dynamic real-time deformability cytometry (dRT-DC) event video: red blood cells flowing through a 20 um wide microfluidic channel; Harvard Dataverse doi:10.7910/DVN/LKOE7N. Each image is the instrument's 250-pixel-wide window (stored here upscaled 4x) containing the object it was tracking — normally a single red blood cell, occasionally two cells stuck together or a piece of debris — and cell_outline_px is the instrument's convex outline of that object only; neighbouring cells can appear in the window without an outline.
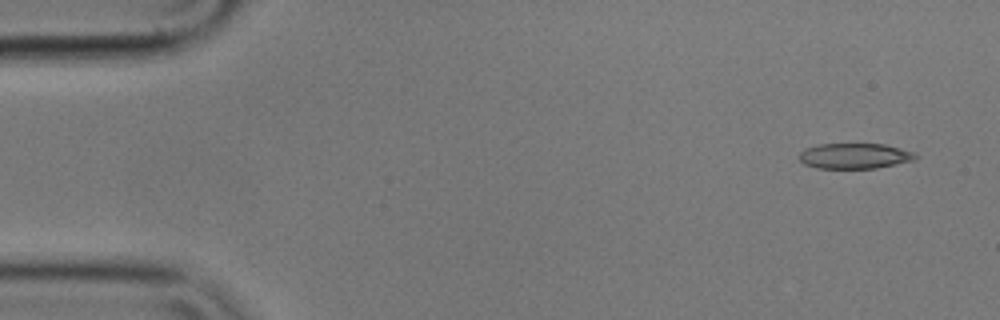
{"species": "common noctule bat (a hibernating species)", "species_latin": "Nyctalus noctula", "temperature_condition": "cold", "stored_images_in_passage": 14, "camera_frame_rate_fps": 3000, "um_per_image_px": 0.085, "animal": {"sex": "male", "body_mass_g": 17.9}, "frame": {"image": 1, "passage_image": 1, "time_ms": 0.0, "image_size_px": [1000, 320], "cell_outline_px": [[920, 156], [916, 160], [876, 168], [816, 168], [804, 164], [800, 160], [800, 152], [804, 148], [820, 144], [884, 144], [916, 152]], "centroid_in_image_um": [72.69, 13.25], "position_along_channel_um": 12.3, "area_um2": 17.4}}
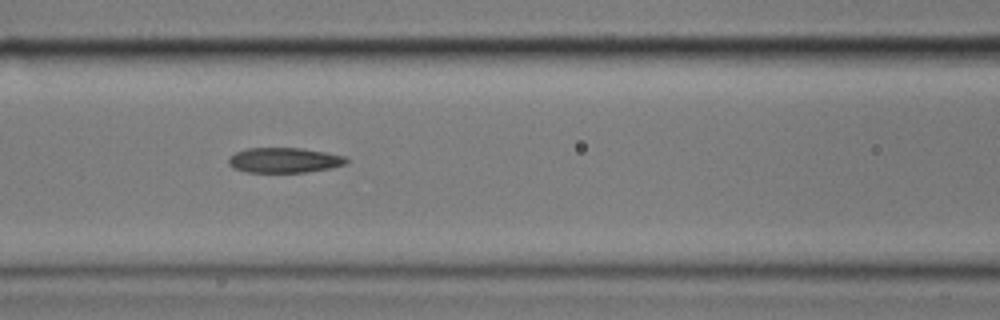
{"frame": {"image": 2, "passage_image": 6, "time_ms": 1.667, "image_size_px": [1000, 320], "cell_outline_px": [[348, 164], [328, 168], [304, 172], [244, 172], [232, 168], [228, 164], [228, 160], [236, 152], [248, 148], [300, 148], [324, 152], [344, 156], [348, 160]], "centroid_in_image_um": [24.14, 13.62], "position_along_channel_um": 142.5, "area_um2": 17.11}}
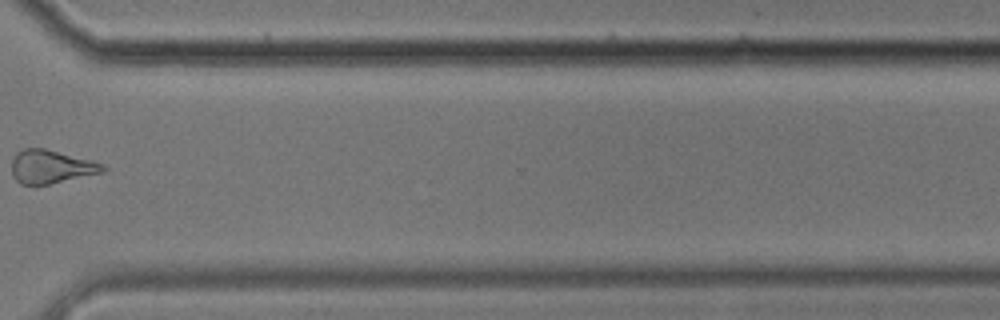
{"frame": {"image": 3, "passage_image": 11, "time_ms": 3.333, "image_size_px": [1000, 320], "cell_outline_px": [[108, 168], [100, 172], [48, 184], [20, 184], [12, 176], [12, 160], [16, 152], [24, 148], [44, 148], [92, 160], [104, 164]], "centroid_in_image_um": [4.3, 14.15], "position_along_channel_um": 366.3, "area_um2": 17.51}}